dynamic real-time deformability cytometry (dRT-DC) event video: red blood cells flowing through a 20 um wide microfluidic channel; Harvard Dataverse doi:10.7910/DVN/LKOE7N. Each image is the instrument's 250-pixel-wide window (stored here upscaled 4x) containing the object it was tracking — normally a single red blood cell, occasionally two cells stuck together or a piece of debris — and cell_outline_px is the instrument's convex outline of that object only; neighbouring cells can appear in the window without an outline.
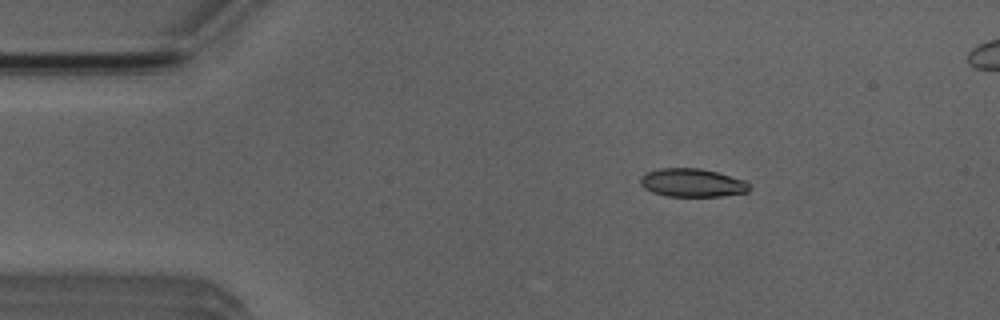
{"species": "Egyptian fruit bat (a non-hibernating species)", "species_latin": "Rousettus aegyptiacus", "temperature_condition": "room temperature", "stored_images_in_passage": 6, "camera_frame_rate_fps": 3000, "um_per_image_px": 0.085, "animal": {"sex": "male"}, "frame": {"image": 1, "passage_image": 3, "time_ms": 2.333, "image_size_px": [1000, 320], "cell_outline_px": [[752, 188], [748, 192], [720, 196], [664, 196], [652, 192], [644, 188], [640, 184], [640, 176], [648, 172], [660, 168], [700, 168], [716, 172], [744, 180]], "centroid_in_image_um": [58.82, 15.54], "position_along_channel_um": 26.2, "area_um2": 17.98}}